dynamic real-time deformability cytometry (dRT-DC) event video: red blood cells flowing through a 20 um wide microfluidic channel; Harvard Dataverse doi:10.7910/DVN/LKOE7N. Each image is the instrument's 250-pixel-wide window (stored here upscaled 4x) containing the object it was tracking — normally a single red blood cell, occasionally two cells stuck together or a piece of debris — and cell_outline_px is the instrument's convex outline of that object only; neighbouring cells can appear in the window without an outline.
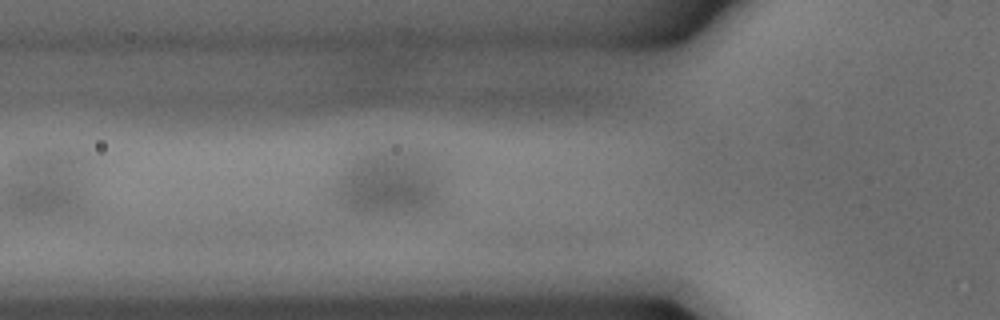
{"species": "common noctule bat (a hibernating species)", "species_latin": "Nyctalus noctula", "temperature_condition": "warm", "stored_images_in_passage": 11, "camera_frame_rate_fps": 3000, "um_per_image_px": 0.085, "animal": {"sex": "male", "body_mass_g": 15.6}, "frame": {"image": 1, "passage_image": 3, "time_ms": 0.667, "image_size_px": [1000, 320], "cell_outline_px": [[448, 212], [444, 216], [408, 220], [360, 216], [348, 212], [348, 192], [372, 168], [384, 168], [424, 184], [444, 204]], "centroid_in_image_um": [33.43, 16.79], "position_along_channel_um": 92.4, "area_um2": 26.36}}